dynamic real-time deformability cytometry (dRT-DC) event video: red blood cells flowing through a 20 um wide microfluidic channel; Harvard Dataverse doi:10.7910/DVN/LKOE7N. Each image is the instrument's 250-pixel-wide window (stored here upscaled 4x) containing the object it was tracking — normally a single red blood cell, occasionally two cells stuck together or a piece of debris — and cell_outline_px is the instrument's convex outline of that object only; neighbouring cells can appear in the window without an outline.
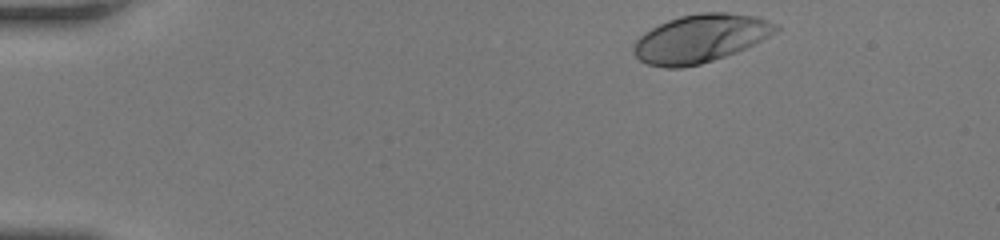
{"species": "human", "species_latin": "Homo sapiens", "temperature_condition": "room temperature", "stored_images_in_passage": 45, "camera_frame_rate_fps": 3000, "um_per_image_px": 0.085, "donor": {"sex": "female"}, "frame": {"image": 1, "passage_image": 1, "time_ms": 0.0, "image_size_px": [1000, 240], "cell_outline_px": [[780, 28], [776, 32], [736, 52], [700, 64], [680, 68], [664, 68], [648, 64], [640, 60], [632, 52], [632, 44], [644, 32], [668, 20], [680, 16], [700, 12], [728, 12], [756, 16], [780, 24]], "centroid_in_image_um": [59.52, 3.26], "position_along_channel_um": 25.5, "area_um2": 39.82}}
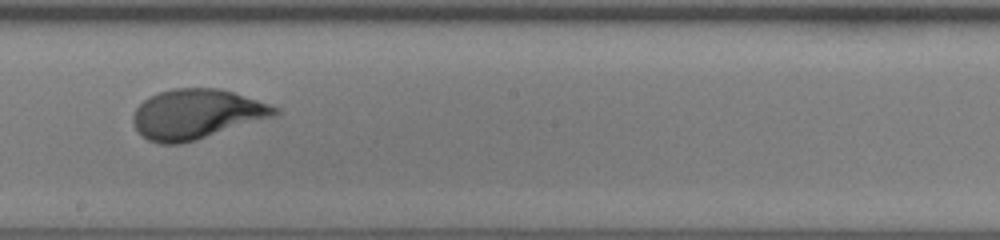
{"frame": {"image": 2, "passage_image": 24, "time_ms": 7.667, "image_size_px": [1000, 240], "cell_outline_px": [[280, 112], [276, 116], [196, 140], [180, 144], [160, 144], [148, 140], [136, 128], [132, 120], [132, 116], [136, 108], [144, 100], [160, 92], [172, 88], [220, 88], [280, 108]], "centroid_in_image_um": [16.71, 9.7], "position_along_channel_um": 231.5, "area_um2": 40.86}}
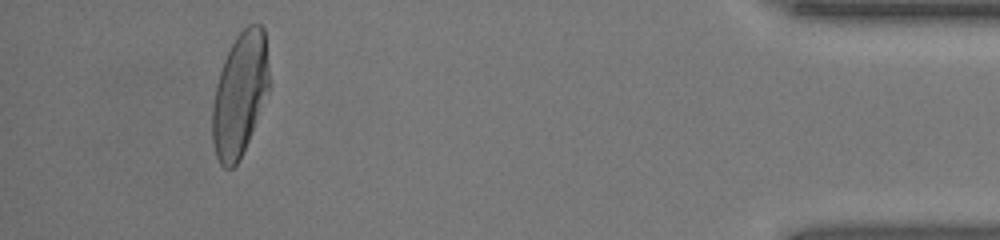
{"frame": {"image": 3, "passage_image": 42, "time_ms": 13.667, "image_size_px": [1000, 240], "cell_outline_px": [[268, 88], [248, 140], [236, 164], [232, 168], [224, 168], [220, 164], [216, 156], [212, 140], [212, 104], [216, 84], [224, 60], [236, 36], [248, 24], [260, 24], [264, 28], [268, 64]], "centroid_in_image_um": [20.35, 8.0], "position_along_channel_um": 414.8, "area_um2": 40.06}, "authors_computed_cell_mechanics": {"area_um2": 40.2288, "velocity_mm_per_s": 3.9997, "shape_relaxation_time_tau1_ms": 4.8914, "shape_relaxation_time_tau2_ms": null, "deformation_change_tau1": 0.2289, "deformation_change_tau2": null}}